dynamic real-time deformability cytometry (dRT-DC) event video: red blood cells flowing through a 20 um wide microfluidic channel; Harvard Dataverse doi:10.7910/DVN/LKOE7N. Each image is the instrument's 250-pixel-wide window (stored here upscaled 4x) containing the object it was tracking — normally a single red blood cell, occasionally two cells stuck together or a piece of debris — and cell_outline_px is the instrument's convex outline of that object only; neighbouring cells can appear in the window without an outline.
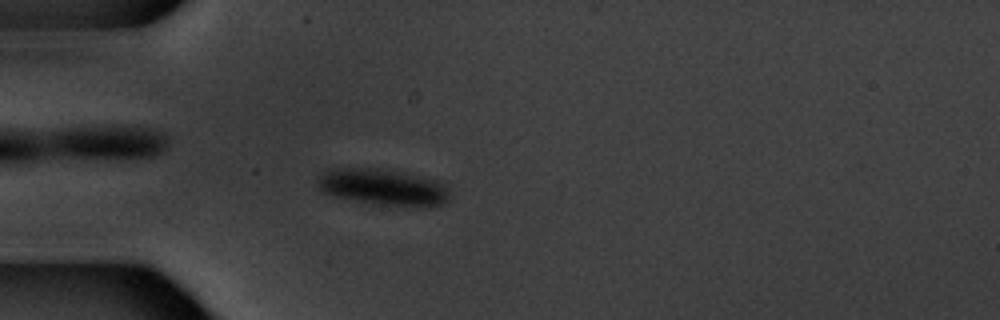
{"species": "common noctule bat (a hibernating species)", "species_latin": "Nyctalus noctula", "temperature_condition": "warm", "stored_images_in_passage": 4, "camera_frame_rate_fps": 3000, "um_per_image_px": 0.085, "animal": {"sex": "male", "body_mass_g": 20.1, "forearm_length_mm": 53.5}, "frame": {"image": 1, "passage_image": 3, "time_ms": 2.333, "image_size_px": [1000, 320], "cell_outline_px": [[448, 200], [440, 204], [428, 208], [424, 208], [376, 204], [336, 196], [324, 192], [320, 188], [320, 176], [324, 172], [340, 168], [376, 168], [436, 180], [448, 192]], "centroid_in_image_um": [32.59, 15.94], "position_along_channel_um": 52.4, "area_um2": 27.17}}